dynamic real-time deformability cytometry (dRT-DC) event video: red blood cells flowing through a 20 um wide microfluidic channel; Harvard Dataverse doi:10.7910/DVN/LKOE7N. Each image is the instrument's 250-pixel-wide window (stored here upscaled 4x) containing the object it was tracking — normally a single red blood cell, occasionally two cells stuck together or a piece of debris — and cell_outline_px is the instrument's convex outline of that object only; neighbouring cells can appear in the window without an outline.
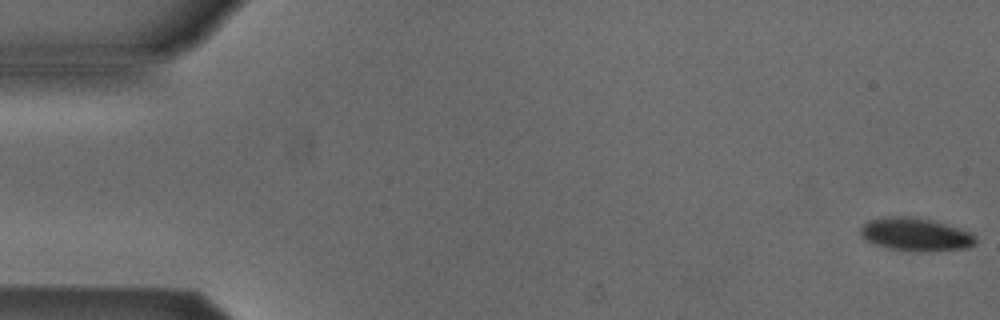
{"species": "Egyptian fruit bat (a non-hibernating species)", "species_latin": "Rousettus aegyptiacus", "temperature_condition": "cold", "stored_images_in_passage": 3, "camera_frame_rate_fps": 3000, "um_per_image_px": 0.085, "animal": {"sex": "male"}, "frame": {"image": 1, "passage_image": 1, "time_ms": 0.0, "image_size_px": [1000, 320], "cell_outline_px": [[976, 244], [968, 248], [924, 252], [916, 252], [888, 248], [876, 244], [868, 240], [860, 232], [860, 228], [868, 220], [884, 216], [908, 216], [928, 220], [944, 224], [968, 232], [976, 236]], "centroid_in_image_um": [77.82, 19.94], "position_along_channel_um": 7.2, "area_um2": 21.96}}